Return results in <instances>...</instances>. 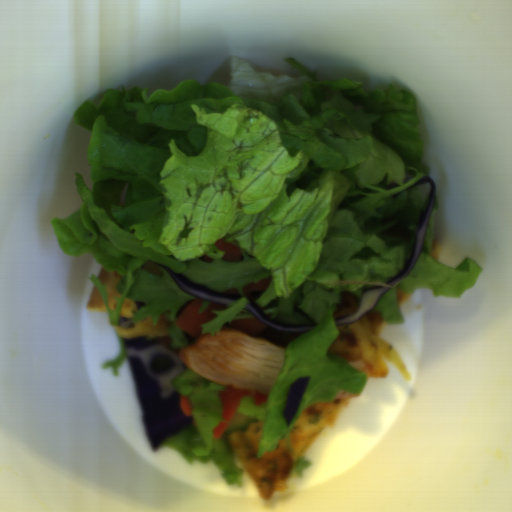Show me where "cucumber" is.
<instances>
[{
	"label": "cucumber",
	"instance_id": "obj_1",
	"mask_svg": "<svg viewBox=\"0 0 512 512\" xmlns=\"http://www.w3.org/2000/svg\"><path fill=\"white\" fill-rule=\"evenodd\" d=\"M259 419L254 416H248L239 411H235L227 429L222 433L225 436H231L232 433L241 431L246 432L249 424L258 423Z\"/></svg>",
	"mask_w": 512,
	"mask_h": 512
}]
</instances>
